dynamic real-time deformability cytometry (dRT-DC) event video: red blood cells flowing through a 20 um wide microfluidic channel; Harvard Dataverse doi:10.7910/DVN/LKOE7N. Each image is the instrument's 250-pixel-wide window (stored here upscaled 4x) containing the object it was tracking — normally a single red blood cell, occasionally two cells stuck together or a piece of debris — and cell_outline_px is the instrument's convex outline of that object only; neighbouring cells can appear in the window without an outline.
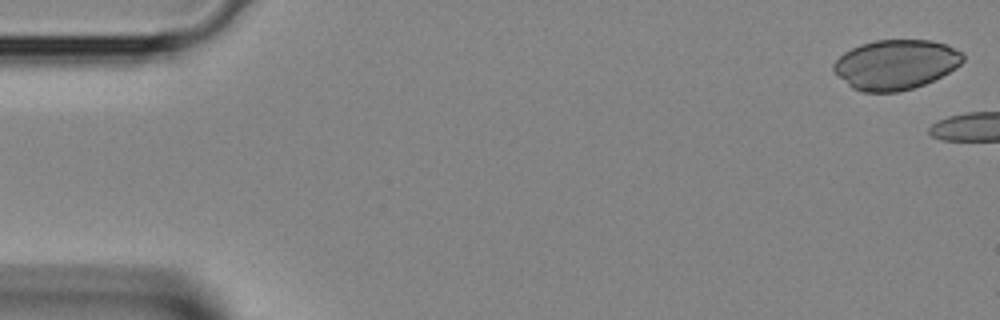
{"species": "Egyptian fruit bat (a non-hibernating species)", "species_latin": "Rousettus aegyptiacus", "temperature_condition": "room temperature", "stored_images_in_passage": 2, "camera_frame_rate_fps": 3000, "um_per_image_px": 0.085, "animal": {"sex": "female"}, "frame": {"image": 1, "passage_image": 1, "time_ms": 0.0, "image_size_px": [1000, 320], "cell_outline_px": [[964, 60], [956, 68], [924, 84], [900, 92], [864, 92], [852, 88], [836, 76], [832, 72], [832, 64], [844, 52], [860, 44], [876, 40], [932, 40], [948, 44], [960, 52], [964, 56]], "centroid_in_image_um": [76.1, 5.48], "position_along_channel_um": 8.9, "area_um2": 37.69}}